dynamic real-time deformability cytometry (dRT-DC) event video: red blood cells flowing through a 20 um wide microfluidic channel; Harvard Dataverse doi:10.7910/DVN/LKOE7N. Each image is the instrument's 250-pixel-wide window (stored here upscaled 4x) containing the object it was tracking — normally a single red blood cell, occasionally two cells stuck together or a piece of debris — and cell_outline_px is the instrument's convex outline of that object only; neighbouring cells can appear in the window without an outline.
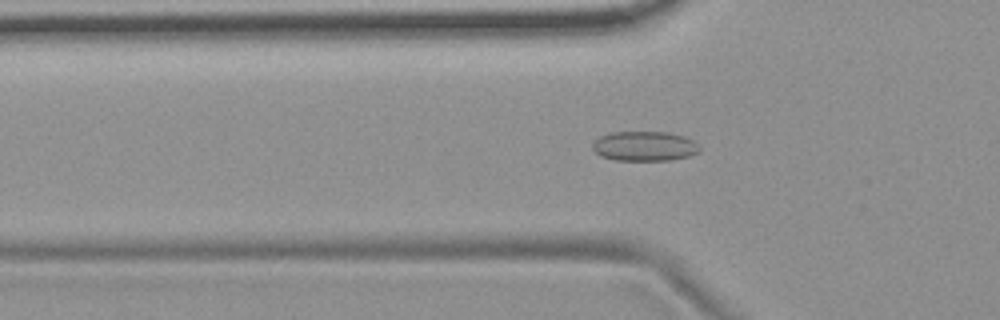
{"species": "common noctule bat (a hibernating species)", "species_latin": "Nyctalus noctula", "temperature_condition": "room temperature", "stored_images_in_passage": 54, "camera_frame_rate_fps": 3000, "um_per_image_px": 0.085, "animal": {"sex": "female", "body_mass_g": 19.9}, "frame": {"image": 1, "passage_image": 17, "time_ms": 5.333, "image_size_px": [1000, 320], "cell_outline_px": [[700, 152], [688, 156], [672, 160], [616, 160], [600, 156], [592, 148], [592, 144], [600, 136], [612, 132], [668, 132], [684, 136], [692, 140], [700, 148]], "centroid_in_image_um": [54.78, 12.42], "position_along_channel_um": 71.0, "area_um2": 18.5}}
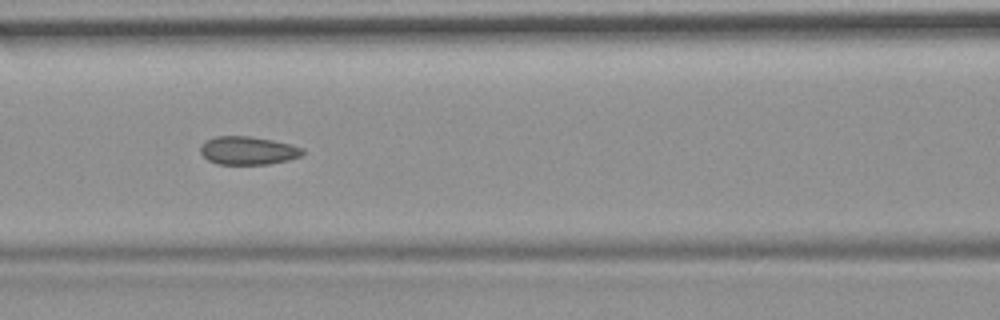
{"frame": {"image": 2, "passage_image": 23, "time_ms": 7.333, "image_size_px": [1000, 320], "cell_outline_px": [[304, 152], [300, 156], [288, 160], [268, 164], [216, 164], [208, 160], [200, 152], [200, 148], [208, 140], [216, 136], [252, 136], [292, 144], [304, 148]], "centroid_in_image_um": [21.11, 12.8], "position_along_channel_um": 145.5, "area_um2": 16.76}}
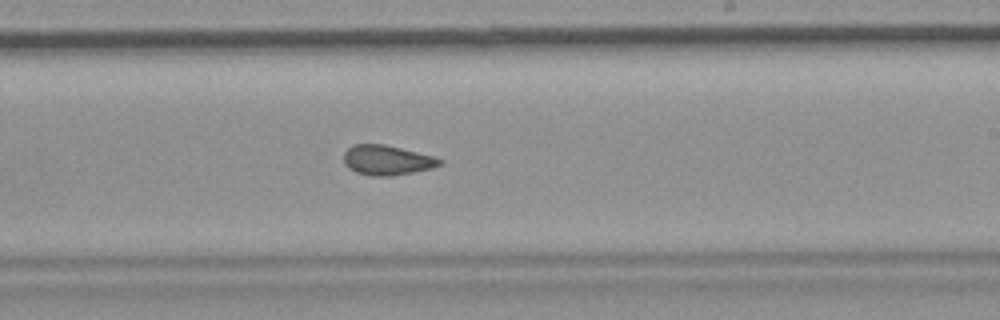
{"frame": {"image": 3, "passage_image": 32, "time_ms": 10.333, "image_size_px": [1000, 320], "cell_outline_px": [[444, 160], [440, 164], [432, 168], [392, 176], [372, 176], [356, 172], [348, 168], [344, 164], [344, 152], [352, 144], [384, 144], [436, 156]], "centroid_in_image_um": [32.89, 13.61], "position_along_channel_um": 256.1, "area_um2": 16.82}, "authors_computed_cell_mechanics": {"area_um2": 17.4556, "velocity_mm_per_s": 3.7037, "shape_relaxation_time_tau1_ms": null, "shape_relaxation_time_tau2_ms": 1.9458, "deformation_change_tau1": null, "deformation_change_tau2": 0.0586}}